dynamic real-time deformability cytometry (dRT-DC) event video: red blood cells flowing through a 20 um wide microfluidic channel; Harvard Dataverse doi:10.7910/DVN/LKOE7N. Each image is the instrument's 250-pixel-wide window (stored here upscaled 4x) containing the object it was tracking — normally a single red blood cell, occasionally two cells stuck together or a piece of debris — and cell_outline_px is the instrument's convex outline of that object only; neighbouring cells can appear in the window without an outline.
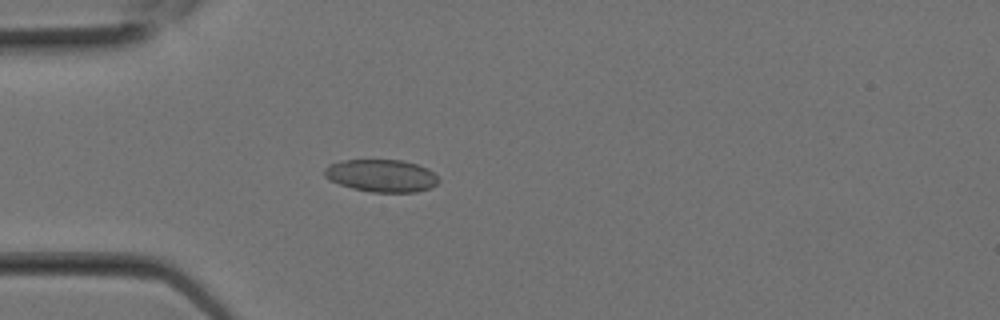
{"species": "Egyptian fruit bat (a non-hibernating species)", "species_latin": "Rousettus aegyptiacus", "temperature_condition": "room temperature", "stored_images_in_passage": 9, "camera_frame_rate_fps": 3000, "um_per_image_px": 0.085, "animal": {"sex": "female"}, "frame": {"image": 1, "passage_image": 7, "time_ms": 2.0, "image_size_px": [1000, 320], "cell_outline_px": [[440, 180], [432, 188], [416, 192], [372, 192], [352, 188], [328, 180], [324, 176], [324, 172], [328, 164], [340, 160], [400, 160], [416, 164], [428, 168]], "centroid_in_image_um": [32.41, 14.93], "position_along_channel_um": 52.6, "area_um2": 21.68}}
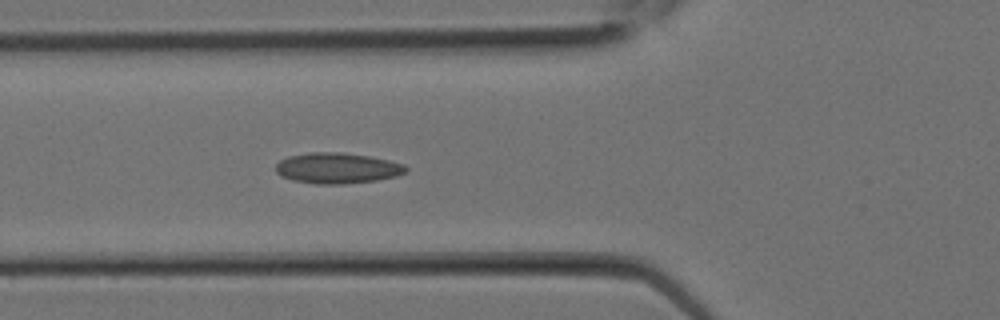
{"frame": {"image": 2, "passage_image": 9, "time_ms": 2.667, "image_size_px": [1000, 320], "cell_outline_px": [[408, 172], [396, 176], [376, 180], [344, 184], [316, 184], [292, 180], [280, 176], [276, 172], [276, 164], [280, 160], [288, 156], [308, 152], [340, 152], [368, 156], [388, 160], [404, 164], [408, 168]], "centroid_in_image_um": [28.65, 14.29], "position_along_channel_um": 97.1, "area_um2": 23.41}}